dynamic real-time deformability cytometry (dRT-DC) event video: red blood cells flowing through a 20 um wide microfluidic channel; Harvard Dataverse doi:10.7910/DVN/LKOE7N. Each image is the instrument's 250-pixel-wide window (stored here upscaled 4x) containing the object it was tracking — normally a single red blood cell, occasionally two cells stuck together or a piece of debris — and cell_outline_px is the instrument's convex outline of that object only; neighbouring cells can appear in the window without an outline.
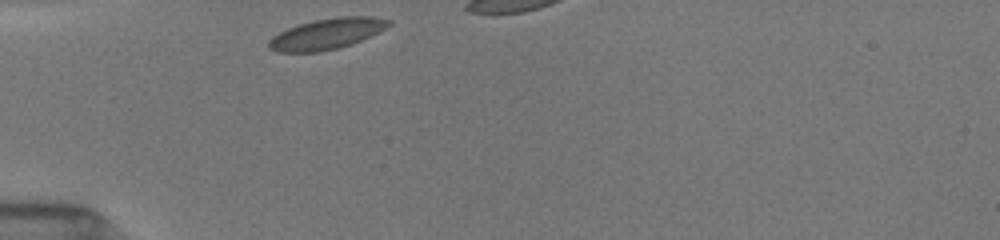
{"species": "common noctule bat (a hibernating species)", "species_latin": "Nyctalus noctula", "temperature_condition": "room temperature", "stored_images_in_passage": 8, "camera_frame_rate_fps": 3000, "um_per_image_px": 0.085, "animal": {"sex": "female", "body_mass_g": 19.5, "forearm_length_mm": 54.1}, "frame": {"image": 1, "passage_image": 1, "time_ms": 0.0, "image_size_px": [1000, 240], "cell_outline_px": [[392, 24], [360, 40], [336, 48], [320, 52], [276, 52], [268, 48], [268, 40], [272, 36], [288, 28], [312, 20], [336, 16], [372, 16], [392, 20]], "centroid_in_image_um": [27.73, 2.86], "position_along_channel_um": 57.3, "area_um2": 21.39}}
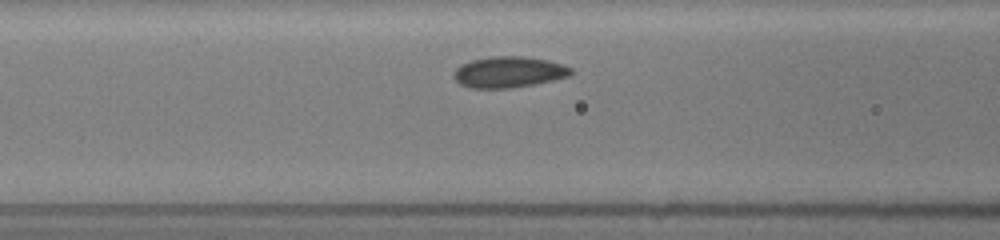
{"frame": {"image": 2, "passage_image": 6, "time_ms": 2.0, "image_size_px": [1000, 240], "cell_outline_px": [[572, 72], [568, 76], [552, 80], [512, 88], [472, 88], [460, 84], [452, 76], [456, 68], [460, 64], [472, 60], [488, 56], [524, 56], [548, 60], [572, 68]], "centroid_in_image_um": [43.2, 6.11], "position_along_channel_um": 123.4, "area_um2": 21.15}}